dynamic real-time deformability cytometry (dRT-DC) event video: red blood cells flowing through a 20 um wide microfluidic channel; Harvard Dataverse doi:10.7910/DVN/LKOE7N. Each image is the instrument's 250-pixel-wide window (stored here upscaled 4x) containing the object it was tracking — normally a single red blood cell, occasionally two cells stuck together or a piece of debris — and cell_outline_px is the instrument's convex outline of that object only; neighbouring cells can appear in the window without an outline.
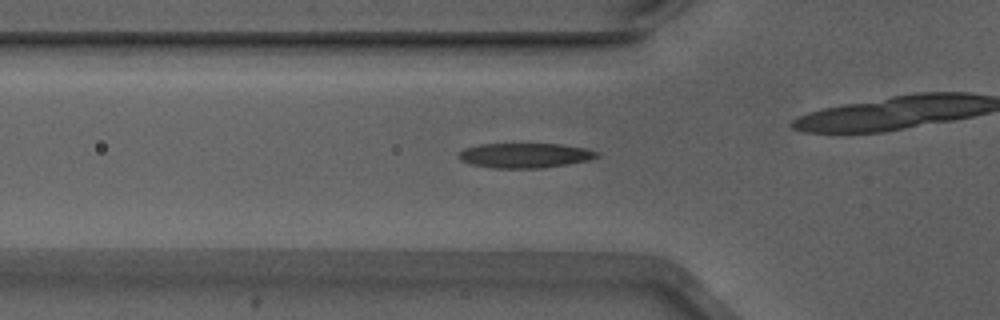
{"species": "Egyptian fruit bat (a non-hibernating species)", "species_latin": "Rousettus aegyptiacus", "temperature_condition": "warm", "stored_images_in_passage": 38, "camera_frame_rate_fps": 3000, "um_per_image_px": 0.085, "animal": {"sex": "male"}, "frame": {"image": 1, "passage_image": 13, "time_ms": 4.0, "image_size_px": [1000, 320], "cell_outline_px": [[600, 156], [588, 160], [568, 164], [540, 168], [492, 168], [472, 164], [460, 160], [456, 156], [464, 148], [480, 144], [560, 144], [584, 148], [600, 152]], "centroid_in_image_um": [44.61, 13.21], "position_along_channel_um": 81.2, "area_um2": 20.0}}
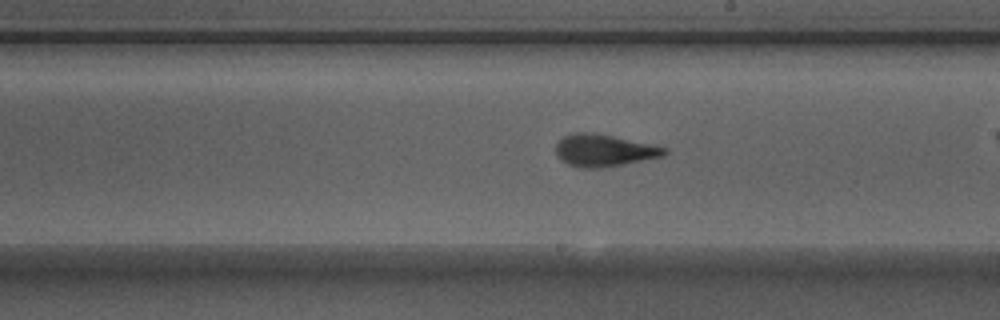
{"frame": {"image": 2, "passage_image": 25, "time_ms": 8.0, "image_size_px": [1000, 320], "cell_outline_px": [[668, 152], [664, 156], [624, 164], [600, 168], [580, 168], [568, 164], [556, 156], [556, 144], [564, 136], [572, 132], [592, 132], [612, 136], [668, 148]], "centroid_in_image_um": [51.32, 12.79], "position_along_channel_um": 237.7, "area_um2": 20.29}}
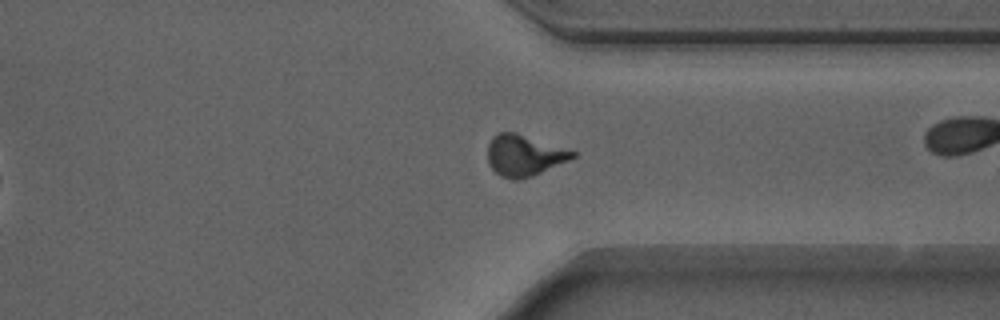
{"frame": {"image": 3, "passage_image": 35, "time_ms": 11.333, "image_size_px": [1000, 320], "cell_outline_px": [[576, 156], [568, 160], [532, 176], [520, 180], [512, 180], [500, 176], [488, 164], [488, 144], [492, 136], [496, 132], [516, 132], [576, 152]], "centroid_in_image_um": [44.5, 13.21], "position_along_channel_um": 366.9, "area_um2": 20.29}}